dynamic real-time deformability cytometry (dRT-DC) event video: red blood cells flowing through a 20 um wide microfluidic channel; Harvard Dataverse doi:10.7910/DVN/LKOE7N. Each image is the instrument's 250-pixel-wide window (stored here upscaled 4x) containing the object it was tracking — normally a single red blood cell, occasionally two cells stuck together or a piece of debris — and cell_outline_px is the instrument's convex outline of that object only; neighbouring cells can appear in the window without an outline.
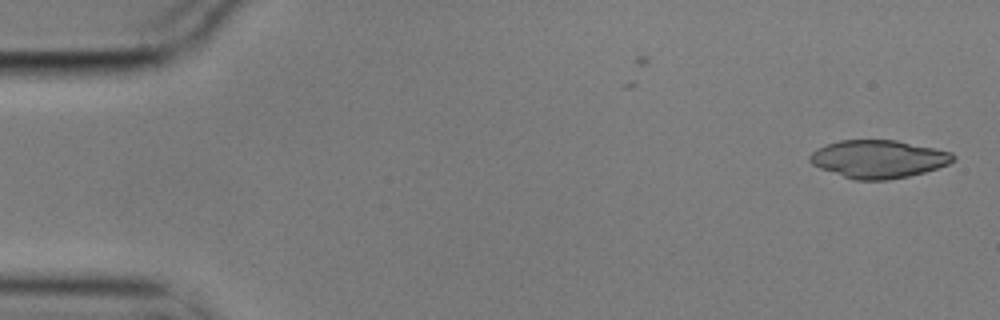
{"species": "common noctule bat (a hibernating species)", "species_latin": "Nyctalus noctula", "temperature_condition": "cold", "stored_images_in_passage": 2, "camera_frame_rate_fps": 3000, "um_per_image_px": 0.085, "animal": {"sex": "male", "body_mass_g": 17.9}, "frame": {"image": 1, "passage_image": 2, "time_ms": 0.333, "image_size_px": [1000, 320], "cell_outline_px": [[956, 160], [948, 164], [924, 172], [908, 176], [888, 180], [852, 180], [820, 168], [812, 164], [808, 160], [808, 156], [812, 152], [828, 144], [840, 140], [896, 140], [952, 152], [956, 156]], "centroid_in_image_um": [74.67, 13.52], "position_along_channel_um": 10.3, "area_um2": 31.62}}